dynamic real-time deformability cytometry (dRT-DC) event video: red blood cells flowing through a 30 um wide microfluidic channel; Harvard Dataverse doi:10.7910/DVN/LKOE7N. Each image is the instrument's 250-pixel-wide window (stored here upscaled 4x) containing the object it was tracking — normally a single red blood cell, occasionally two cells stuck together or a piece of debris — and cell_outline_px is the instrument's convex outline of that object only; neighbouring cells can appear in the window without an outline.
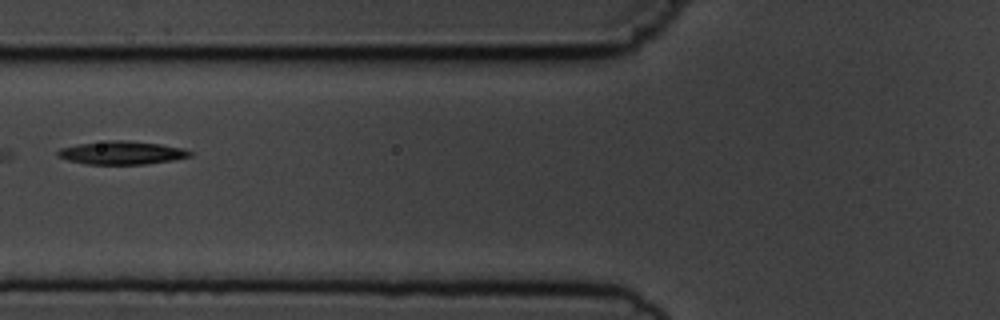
{"species": "common noctule bat (a hibernating species)", "species_latin": "Nyctalus noctula", "temperature_condition": "cold", "stored_images_in_passage": 2, "camera_frame_rate_fps": 3000, "um_per_image_px": 0.085, "animal": {"sex": "male", "body_mass_g": 19.5, "forearm_length_mm": 54.6}, "frame": {"image": 1, "passage_image": 2, "time_ms": 2.0, "image_size_px": [1000, 320], "cell_outline_px": [[192, 156], [172, 160], [144, 164], [84, 164], [68, 160], [56, 156], [56, 152], [60, 148], [80, 144], [108, 140], [128, 140], [160, 144], [184, 148], [192, 152]], "centroid_in_image_um": [10.34, 12.98], "position_along_channel_um": 115.5, "area_um2": 17.92}}